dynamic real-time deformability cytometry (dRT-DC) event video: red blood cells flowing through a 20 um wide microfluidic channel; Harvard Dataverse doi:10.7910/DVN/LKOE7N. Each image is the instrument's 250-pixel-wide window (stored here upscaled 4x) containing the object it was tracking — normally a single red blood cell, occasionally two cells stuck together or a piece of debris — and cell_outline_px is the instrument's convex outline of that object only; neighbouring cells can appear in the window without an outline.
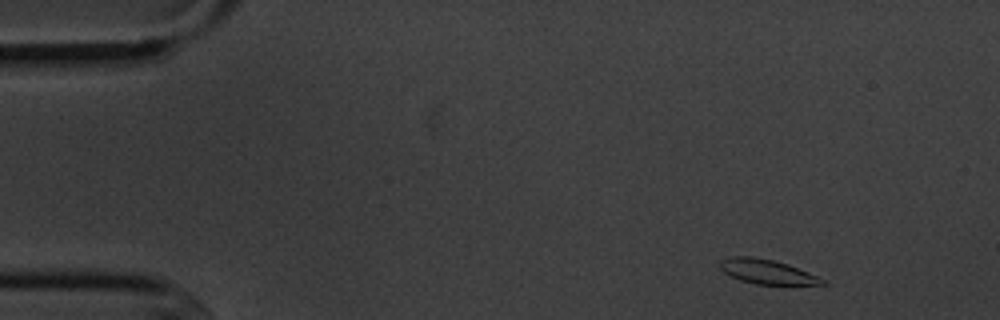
{"species": "common noctule bat (a hibernating species)", "species_latin": "Nyctalus noctula", "temperature_condition": "cold", "stored_images_in_passage": 4, "camera_frame_rate_fps": 3000, "um_per_image_px": 0.085, "animal": {"sex": "male", "body_mass_g": 20.1, "forearm_length_mm": 53.5}, "frame": {"image": 1, "passage_image": 1, "time_ms": 0.0, "image_size_px": [1000, 320], "cell_outline_px": [[828, 284], [756, 284], [740, 280], [724, 272], [720, 268], [720, 260], [732, 256], [752, 256], [772, 260], [788, 264], [808, 272], [824, 280]], "centroid_in_image_um": [65.16, 23.08], "position_along_channel_um": 19.8, "area_um2": 14.33}}